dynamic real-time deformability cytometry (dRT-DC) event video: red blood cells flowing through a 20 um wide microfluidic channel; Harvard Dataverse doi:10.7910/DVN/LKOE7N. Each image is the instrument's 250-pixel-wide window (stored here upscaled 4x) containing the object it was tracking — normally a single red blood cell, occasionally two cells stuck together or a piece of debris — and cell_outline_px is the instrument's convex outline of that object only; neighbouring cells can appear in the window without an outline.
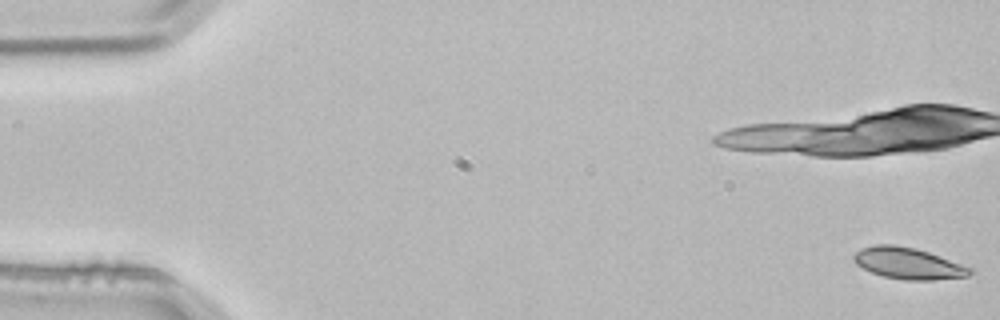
{"species": "common noctule bat (a hibernating species)", "species_latin": "Nyctalus noctula", "temperature_condition": "room temperature", "stored_images_in_passage": 17, "camera_frame_rate_fps": 3000, "um_per_image_px": 0.085, "animal": {"sex": "male", "body_mass_g": 21.5, "forearm_length_mm": 52.0}, "frame": {"image": 1, "passage_image": 1, "time_ms": 0.0, "image_size_px": [1000, 320], "cell_outline_px": [[972, 272], [968, 276], [932, 280], [904, 280], [884, 276], [872, 272], [856, 264], [852, 260], [852, 256], [860, 248], [876, 244], [892, 244], [916, 248], [928, 252], [972, 268]], "centroid_in_image_um": [77.16, 22.38], "position_along_channel_um": 7.8, "area_um2": 21.15}}